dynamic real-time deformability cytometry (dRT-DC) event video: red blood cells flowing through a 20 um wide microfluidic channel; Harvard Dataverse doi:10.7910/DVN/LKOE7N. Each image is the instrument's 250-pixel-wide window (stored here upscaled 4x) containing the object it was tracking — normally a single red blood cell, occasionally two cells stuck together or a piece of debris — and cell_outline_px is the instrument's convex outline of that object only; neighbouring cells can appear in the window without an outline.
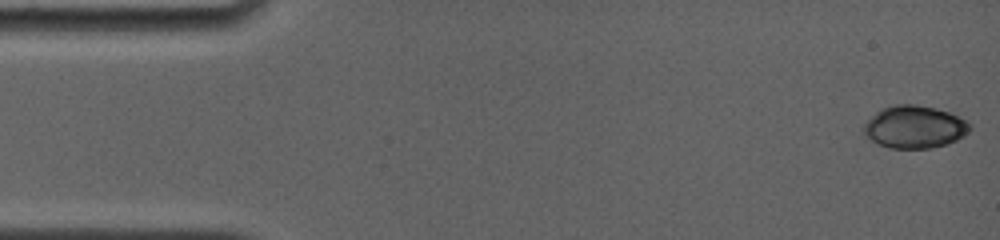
{"species": "common noctule bat (a hibernating species)", "species_latin": "Nyctalus noctula", "temperature_condition": "room temperature", "stored_images_in_passage": 56, "camera_frame_rate_fps": 4000, "um_per_image_px": 0.085, "animal": {"sex": "female", "body_mass_g": 19.0, "forearm_length_mm": 56.7}, "frame": {"image": 1, "passage_image": 1, "time_ms": 0.0, "image_size_px": [1000, 240], "cell_outline_px": [[972, 128], [964, 136], [948, 144], [932, 148], [892, 148], [876, 144], [864, 132], [864, 124], [880, 108], [896, 104], [916, 104], [936, 108], [948, 112], [968, 120], [972, 124]], "centroid_in_image_um": [77.78, 10.78], "position_along_channel_um": 7.2, "area_um2": 26.47}}
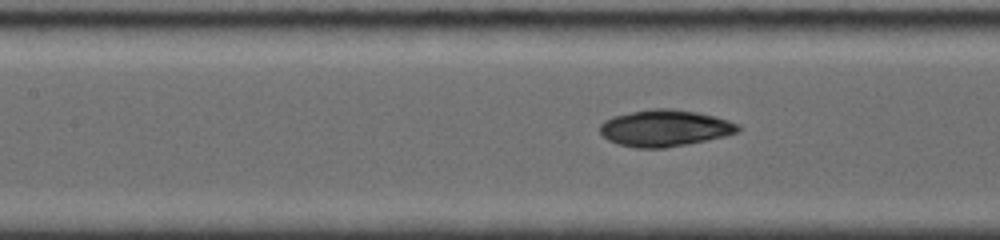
{"frame": {"image": 2, "passage_image": 33, "time_ms": 7.0, "image_size_px": [1000, 240], "cell_outline_px": [[740, 132], [724, 136], [664, 148], [636, 148], [620, 144], [608, 140], [600, 132], [600, 124], [604, 120], [612, 116], [652, 108], [672, 108], [696, 112], [728, 120], [740, 124]], "centroid_in_image_um": [56.5, 10.88], "position_along_channel_um": 150.9, "area_um2": 29.25}}
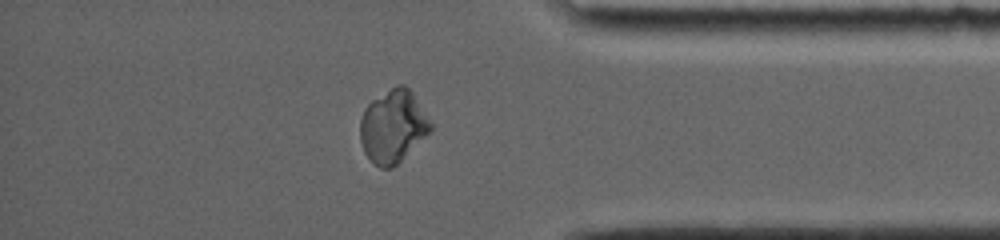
{"frame": {"image": 3, "passage_image": 53, "time_ms": 13.75, "image_size_px": [1000, 240], "cell_outline_px": [[432, 128], [392, 168], [380, 168], [364, 152], [360, 140], [360, 120], [364, 108], [372, 100], [396, 84], [404, 84], [412, 92], [432, 124]], "centroid_in_image_um": [33.37, 10.71], "position_along_channel_um": 401.8, "area_um2": 29.25}, "authors_computed_cell_mechanics": {"area_um2": 28.3798, "velocity_mm_per_s": 3.825, "shape_relaxation_time_tau1_ms": 6.3417, "shape_relaxation_time_tau2_ms": 1.7254, "deformation_change_tau1": 0.2068, "deformation_change_tau2": 0.0337}}